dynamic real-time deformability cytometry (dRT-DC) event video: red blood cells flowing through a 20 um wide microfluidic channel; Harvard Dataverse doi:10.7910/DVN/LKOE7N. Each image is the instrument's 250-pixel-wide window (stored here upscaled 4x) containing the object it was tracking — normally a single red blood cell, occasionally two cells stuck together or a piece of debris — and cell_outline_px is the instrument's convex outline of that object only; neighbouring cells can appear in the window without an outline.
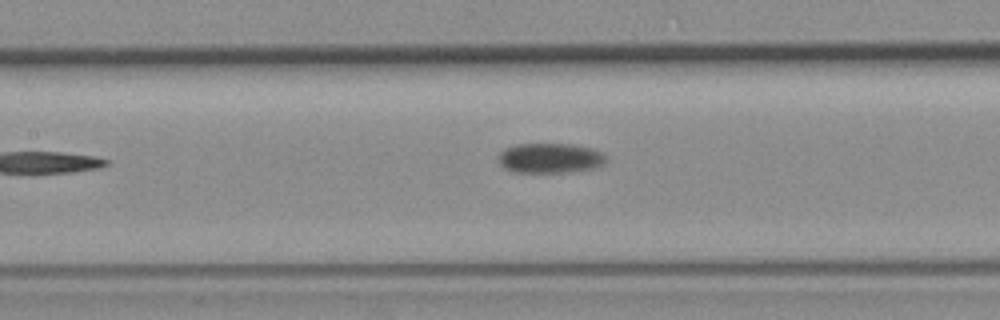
{"species": "common noctule bat (a hibernating species)", "species_latin": "Nyctalus noctula", "temperature_condition": "room temperature", "stored_images_in_passage": 5, "camera_frame_rate_fps": 3000, "um_per_image_px": 0.085, "animal": {"sex": "female", "body_mass_g": 19.3, "forearm_length_mm": 54.1}, "frame": {"image": 1, "passage_image": 4, "time_ms": 3.667, "image_size_px": [1000, 320], "cell_outline_px": [[608, 160], [596, 168], [572, 172], [512, 172], [504, 168], [500, 164], [500, 152], [504, 148], [516, 144], [572, 144], [592, 148], [604, 152], [608, 156]], "centroid_in_image_um": [46.82, 13.44], "position_along_channel_um": 160.6, "area_um2": 19.07}}
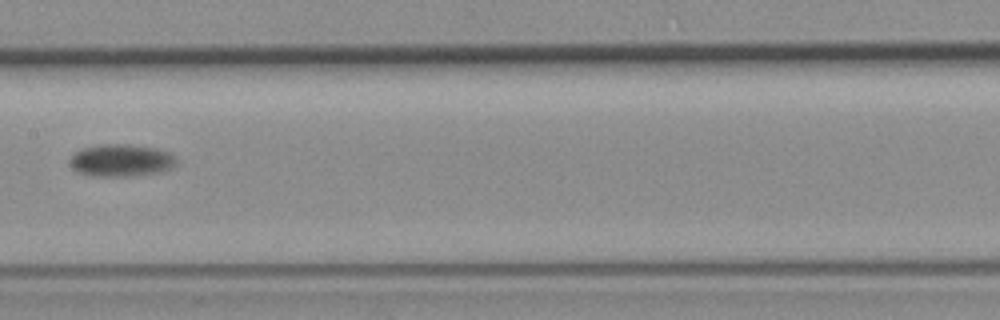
{"frame": {"image": 2, "passage_image": 5, "time_ms": 4.667, "image_size_px": [1000, 320], "cell_outline_px": [[176, 164], [172, 168], [160, 172], [132, 176], [92, 176], [76, 172], [68, 164], [68, 160], [76, 152], [84, 148], [100, 144], [128, 144], [156, 148], [168, 152], [176, 156]], "centroid_in_image_um": [10.29, 13.64], "position_along_channel_um": 197.1, "area_um2": 20.29}}